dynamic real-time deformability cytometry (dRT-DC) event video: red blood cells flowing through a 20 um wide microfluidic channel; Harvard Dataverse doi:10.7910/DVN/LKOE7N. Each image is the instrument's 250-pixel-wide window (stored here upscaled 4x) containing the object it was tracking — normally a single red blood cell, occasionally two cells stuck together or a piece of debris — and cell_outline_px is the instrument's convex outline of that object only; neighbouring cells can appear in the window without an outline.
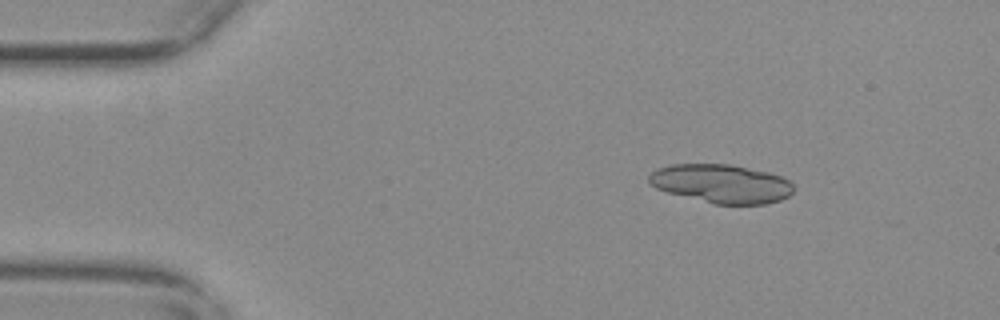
{"species": "common noctule bat (a hibernating species)", "species_latin": "Nyctalus noctula", "temperature_condition": "warm", "stored_images_in_passage": 11, "camera_frame_rate_fps": 3000, "um_per_image_px": 0.085, "animal": {"sex": "female", "body_mass_g": 29.2, "forearm_length_mm": 56.3}, "frame": {"image": 1, "passage_image": 5, "time_ms": 1.333, "image_size_px": [1000, 320], "cell_outline_px": [[796, 188], [788, 196], [780, 200], [764, 204], [716, 204], [668, 192], [656, 188], [648, 184], [648, 176], [656, 168], [672, 164], [728, 164], [768, 172], [780, 176], [788, 180]], "centroid_in_image_um": [61.3, 15.6], "position_along_channel_um": 23.7, "area_um2": 32.48}}